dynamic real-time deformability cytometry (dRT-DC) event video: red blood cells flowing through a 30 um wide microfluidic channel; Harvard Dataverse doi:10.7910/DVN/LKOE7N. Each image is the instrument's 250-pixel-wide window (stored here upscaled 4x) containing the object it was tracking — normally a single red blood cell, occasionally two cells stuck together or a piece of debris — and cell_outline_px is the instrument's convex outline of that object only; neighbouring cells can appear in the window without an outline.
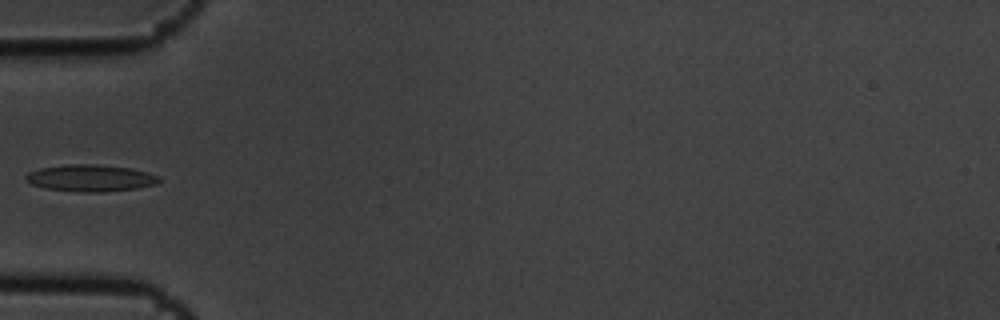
{"species": "common noctule bat (a hibernating species)", "species_latin": "Nyctalus noctula", "temperature_condition": "cold", "stored_images_in_passage": 4, "camera_frame_rate_fps": 3000, "um_per_image_px": 0.085, "animal": {"sex": "male", "body_mass_g": 19.5, "forearm_length_mm": 54.6}, "frame": {"image": 1, "passage_image": 4, "time_ms": 1.0, "image_size_px": [1000, 320], "cell_outline_px": [[160, 180], [156, 184], [136, 188], [100, 192], [80, 192], [44, 188], [32, 184], [24, 176], [28, 172], [40, 168], [68, 164], [100, 164], [132, 168], [148, 172], [160, 176]], "centroid_in_image_um": [7.71, 15.12], "position_along_channel_um": 77.3, "area_um2": 20.87}}